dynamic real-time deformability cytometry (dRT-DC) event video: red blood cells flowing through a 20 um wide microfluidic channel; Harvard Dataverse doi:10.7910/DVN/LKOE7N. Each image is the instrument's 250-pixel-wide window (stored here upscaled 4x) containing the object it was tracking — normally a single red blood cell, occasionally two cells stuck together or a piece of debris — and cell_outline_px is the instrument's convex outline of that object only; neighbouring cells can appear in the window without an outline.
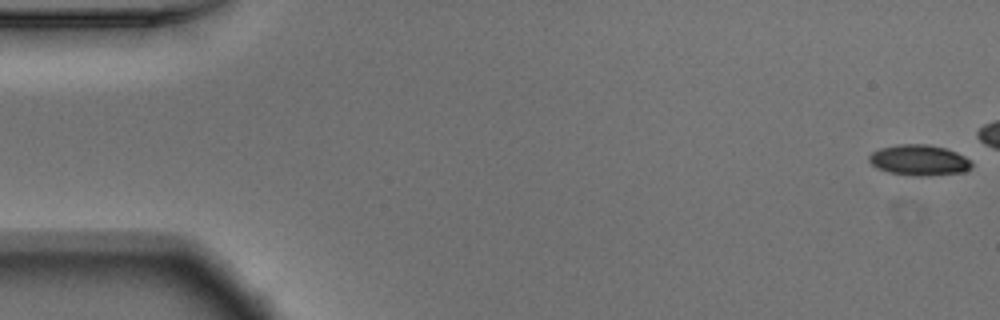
{"species": "Egyptian fruit bat (a non-hibernating species)", "species_latin": "Rousettus aegyptiacus", "temperature_condition": "warm", "stored_images_in_passage": 43, "camera_frame_rate_fps": 3000, "um_per_image_px": 0.085, "animal": {"sex": "male"}, "frame": {"image": 1, "passage_image": 1, "time_ms": 0.0, "image_size_px": [1000, 320], "cell_outline_px": [[972, 168], [964, 172], [928, 176], [916, 176], [888, 172], [876, 168], [868, 160], [868, 156], [872, 152], [880, 148], [900, 144], [928, 144], [944, 148], [956, 152], [972, 160]], "centroid_in_image_um": [78.14, 13.62], "position_along_channel_um": 6.9, "area_um2": 18.5}}
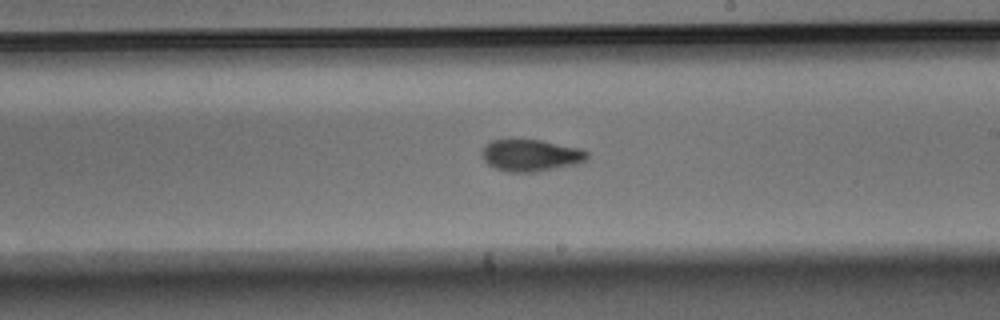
{"frame": {"image": 2, "passage_image": 31, "time_ms": 10.0, "image_size_px": [1000, 320], "cell_outline_px": [[588, 156], [584, 160], [576, 164], [536, 172], [508, 172], [496, 168], [488, 164], [480, 156], [480, 152], [492, 140], [540, 140], [580, 148], [588, 152]], "centroid_in_image_um": [45.1, 13.21], "position_along_channel_um": 243.9, "area_um2": 19.36}}
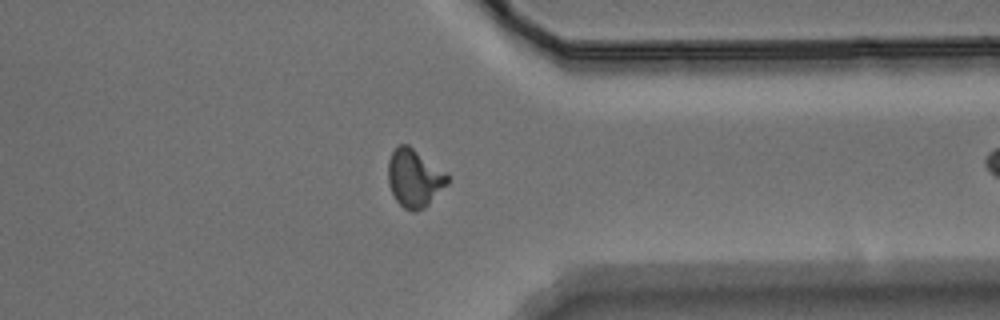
{"frame": {"image": 3, "passage_image": 42, "time_ms": 13.667, "image_size_px": [1000, 320], "cell_outline_px": [[448, 184], [424, 208], [404, 208], [396, 200], [388, 184], [388, 160], [392, 152], [400, 144], [408, 144], [448, 172]], "centroid_in_image_um": [35.24, 15.08], "position_along_channel_um": 376.2, "area_um2": 19.88}}